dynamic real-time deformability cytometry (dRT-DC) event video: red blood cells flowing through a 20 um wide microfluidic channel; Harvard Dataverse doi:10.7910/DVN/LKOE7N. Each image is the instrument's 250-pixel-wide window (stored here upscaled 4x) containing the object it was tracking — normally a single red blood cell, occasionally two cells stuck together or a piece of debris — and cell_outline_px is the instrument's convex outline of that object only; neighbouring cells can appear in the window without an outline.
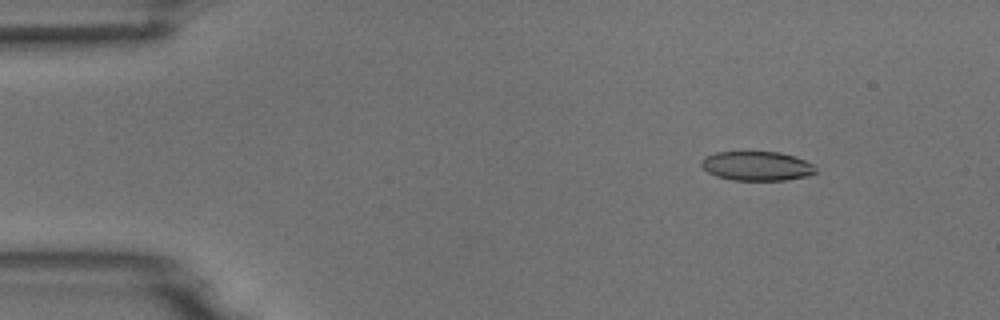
{"species": "common noctule bat (a hibernating species)", "species_latin": "Nyctalus noctula", "temperature_condition": "room temperature", "stored_images_in_passage": 7, "camera_frame_rate_fps": 3000, "um_per_image_px": 0.085, "animal": {"sex": "male", "body_mass_g": 18.8}, "frame": {"image": 1, "passage_image": 2, "time_ms": 1.333, "image_size_px": [1000, 320], "cell_outline_px": [[816, 172], [808, 176], [784, 180], [732, 180], [716, 176], [700, 168], [700, 160], [704, 156], [716, 152], [740, 148], [780, 152], [796, 156], [812, 164], [816, 168]], "centroid_in_image_um": [64.25, 14.05], "position_along_channel_um": 20.8, "area_um2": 20.63}}
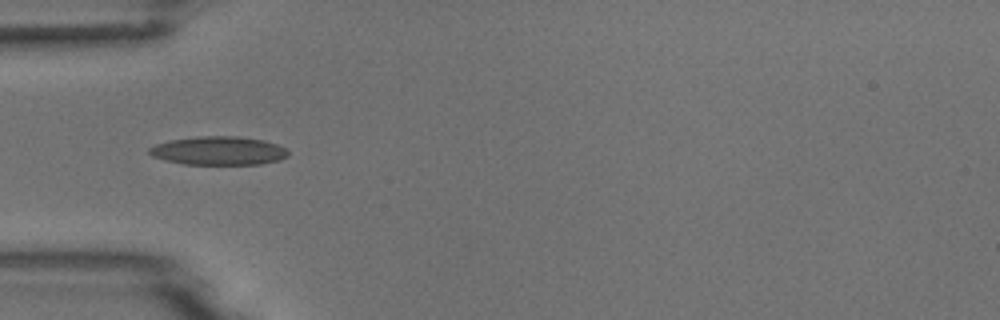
{"frame": {"image": 2, "passage_image": 5, "time_ms": 4.667, "image_size_px": [1000, 320], "cell_outline_px": [[288, 156], [280, 160], [260, 164], [184, 164], [164, 160], [152, 156], [148, 152], [148, 148], [156, 144], [168, 140], [200, 136], [236, 136], [264, 140], [276, 144], [284, 148], [288, 152]], "centroid_in_image_um": [18.55, 12.81], "position_along_channel_um": 66.4, "area_um2": 23.12}}
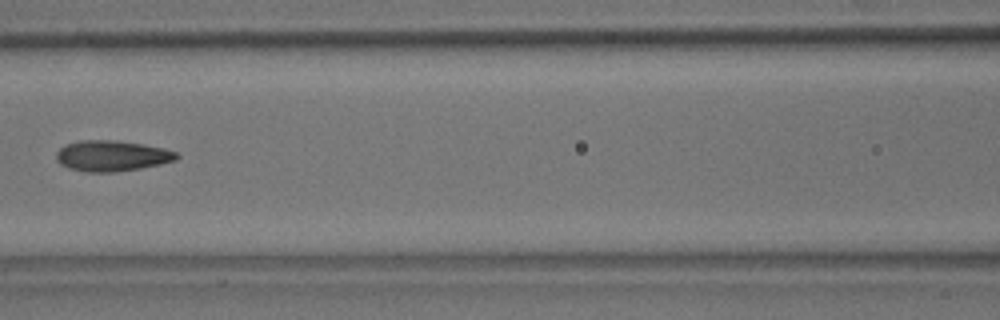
{"frame": {"image": 3, "passage_image": 7, "time_ms": 7.0, "image_size_px": [1000, 320], "cell_outline_px": [[180, 156], [176, 160], [160, 164], [140, 168], [116, 172], [88, 172], [68, 168], [60, 164], [56, 160], [56, 152], [64, 144], [80, 140], [116, 140], [144, 144], [164, 148], [176, 152]], "centroid_in_image_um": [9.49, 13.24], "position_along_channel_um": 157.1, "area_um2": 21.73}}